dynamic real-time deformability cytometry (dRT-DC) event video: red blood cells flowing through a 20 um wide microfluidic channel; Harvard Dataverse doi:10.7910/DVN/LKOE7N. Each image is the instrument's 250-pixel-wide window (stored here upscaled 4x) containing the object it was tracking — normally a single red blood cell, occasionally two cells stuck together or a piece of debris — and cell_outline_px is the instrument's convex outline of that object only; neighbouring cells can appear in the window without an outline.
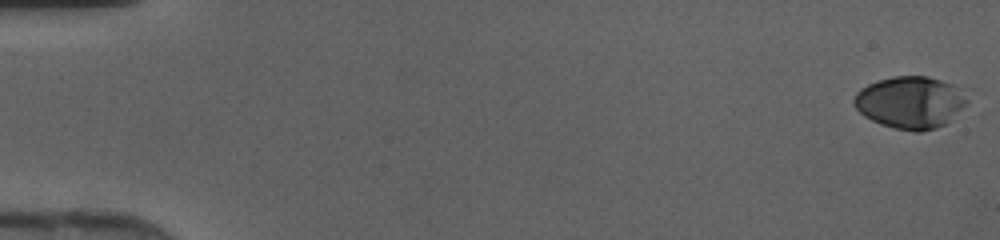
{"species": "human", "species_latin": "Homo sapiens", "temperature_condition": "cold", "stored_images_in_passage": 47, "camera_frame_rate_fps": 3000, "um_per_image_px": 0.085, "donor": {"sex": "female"}, "frame": {"image": 1, "passage_image": 1, "time_ms": 0.0, "image_size_px": [1000, 240], "cell_outline_px": [[972, 88], [968, 104], [952, 120], [936, 128], [924, 132], [916, 132], [896, 128], [880, 124], [864, 116], [852, 104], [852, 100], [856, 92], [860, 88], [868, 84], [892, 76], [928, 76]], "centroid_in_image_um": [77.51, 8.68], "position_along_channel_um": 7.5, "area_um2": 35.66}}
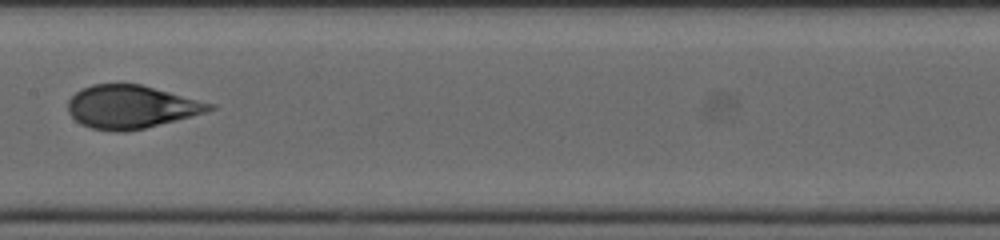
{"frame": {"image": 2, "passage_image": 25, "time_ms": 8.0, "image_size_px": [1000, 240], "cell_outline_px": [[216, 108], [204, 112], [176, 120], [144, 128], [124, 132], [116, 132], [92, 128], [80, 124], [68, 112], [68, 100], [80, 88], [92, 84], [140, 84], [216, 104]], "centroid_in_image_um": [11.12, 9.08], "position_along_channel_um": 196.3, "area_um2": 35.43}}
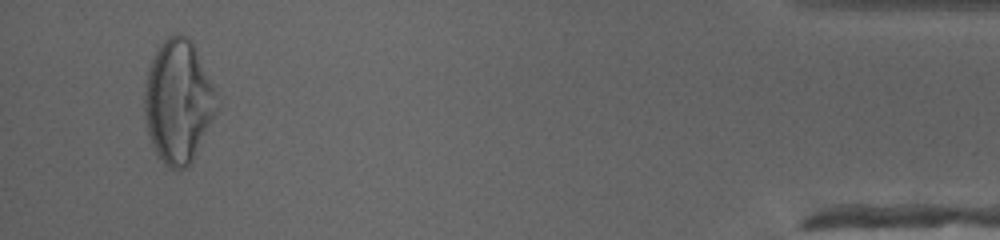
{"frame": {"image": 3, "passage_image": 45, "time_ms": 14.667, "image_size_px": [1000, 240], "cell_outline_px": [[216, 112], [192, 160], [184, 168], [168, 168], [164, 164], [156, 152], [152, 144], [148, 132], [144, 108], [144, 88], [148, 68], [156, 52], [164, 40], [168, 36], [176, 32], [180, 32], [192, 44], [196, 52], [212, 88], [216, 108]], "centroid_in_image_um": [15.09, 8.64], "position_along_channel_um": 420.1, "area_um2": 50.17}}